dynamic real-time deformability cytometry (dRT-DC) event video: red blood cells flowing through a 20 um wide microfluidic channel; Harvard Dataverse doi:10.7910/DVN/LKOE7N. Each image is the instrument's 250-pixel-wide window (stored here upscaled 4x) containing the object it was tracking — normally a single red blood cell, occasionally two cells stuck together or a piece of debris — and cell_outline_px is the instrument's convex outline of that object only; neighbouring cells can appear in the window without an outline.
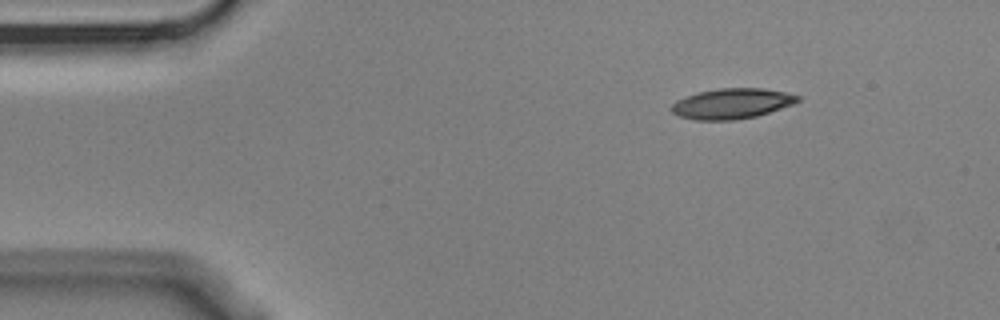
{"species": "Egyptian fruit bat (a non-hibernating species)", "species_latin": "Rousettus aegyptiacus", "temperature_condition": "cold", "stored_images_in_passage": 8, "camera_frame_rate_fps": 3000, "um_per_image_px": 0.085, "animal": {"sex": "male"}, "frame": {"image": 1, "passage_image": 1, "time_ms": 0.0, "image_size_px": [1000, 320], "cell_outline_px": [[800, 100], [792, 104], [756, 116], [732, 120], [696, 120], [680, 116], [672, 112], [672, 104], [676, 100], [696, 92], [720, 88], [764, 88], [784, 92], [800, 96]], "centroid_in_image_um": [62.18, 8.79], "position_along_channel_um": 22.8, "area_um2": 22.14}}
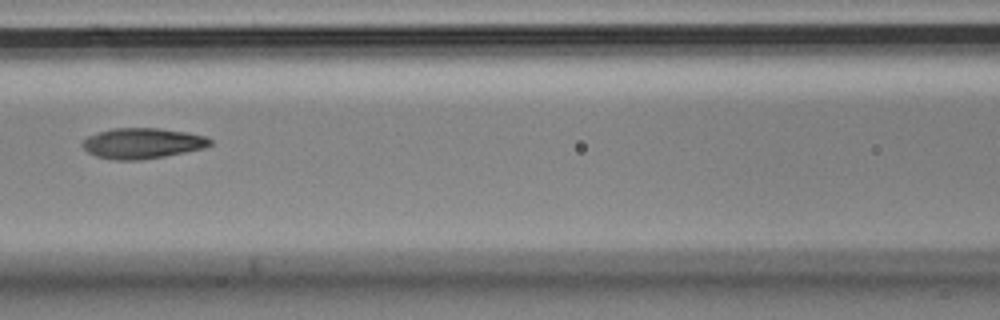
{"frame": {"image": 2, "passage_image": 6, "time_ms": 1.667, "image_size_px": [1000, 320], "cell_outline_px": [[212, 144], [204, 148], [164, 156], [140, 160], [112, 160], [96, 156], [88, 152], [80, 144], [88, 136], [112, 128], [156, 128], [184, 132], [204, 136], [212, 140]], "centroid_in_image_um": [12.07, 12.19], "position_along_channel_um": 154.5, "area_um2": 22.54}}
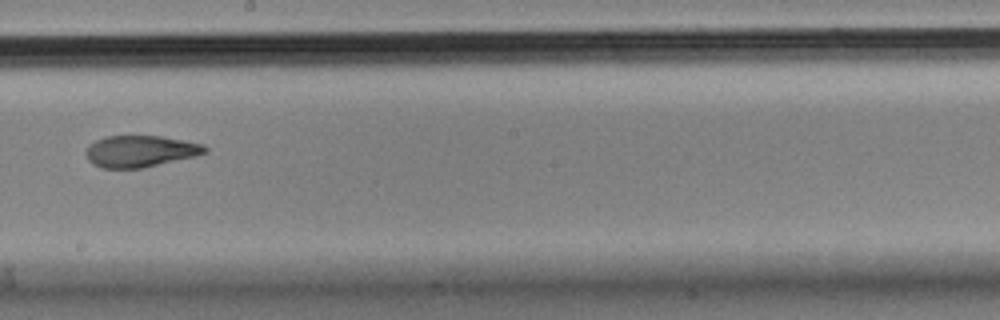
{"frame": {"image": 3, "passage_image": 8, "time_ms": 2.333, "image_size_px": [1000, 320], "cell_outline_px": [[208, 152], [196, 156], [144, 168], [104, 168], [92, 164], [88, 160], [84, 152], [88, 144], [104, 136], [164, 136], [204, 144], [208, 148]], "centroid_in_image_um": [11.93, 12.85], "position_along_channel_um": 236.3, "area_um2": 22.25}}